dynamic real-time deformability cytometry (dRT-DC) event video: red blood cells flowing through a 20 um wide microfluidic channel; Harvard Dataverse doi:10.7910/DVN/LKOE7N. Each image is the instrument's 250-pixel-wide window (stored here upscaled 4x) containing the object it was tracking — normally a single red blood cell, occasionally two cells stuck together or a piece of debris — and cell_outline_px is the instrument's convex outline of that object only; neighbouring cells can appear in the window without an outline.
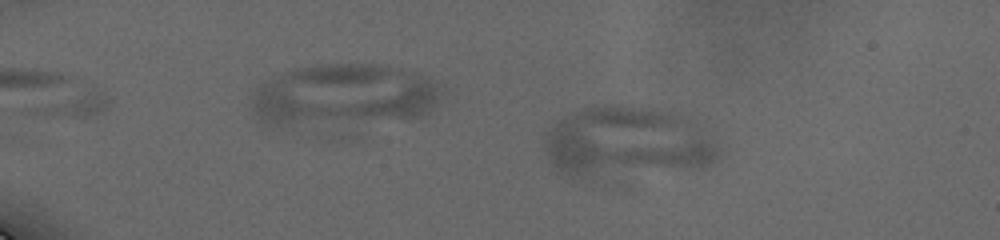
{"species": "human", "species_latin": "Homo sapiens", "temperature_condition": "cold", "stored_images_in_passage": 9, "camera_frame_rate_fps": 3000, "um_per_image_px": 0.085, "donor": {"sex": "male"}, "frame": {"image": 1, "passage_image": 3, "time_ms": 2.0, "image_size_px": [1000, 240], "cell_outline_px": [[720, 152], [716, 160], [700, 168], [584, 172], [556, 172], [552, 164], [544, 144], [548, 132], [560, 120], [584, 108], [616, 104], [620, 104], [652, 108], [692, 120], [712, 136]], "centroid_in_image_um": [53.37, 11.99], "position_along_channel_um": 31.6, "area_um2": 68.03}}